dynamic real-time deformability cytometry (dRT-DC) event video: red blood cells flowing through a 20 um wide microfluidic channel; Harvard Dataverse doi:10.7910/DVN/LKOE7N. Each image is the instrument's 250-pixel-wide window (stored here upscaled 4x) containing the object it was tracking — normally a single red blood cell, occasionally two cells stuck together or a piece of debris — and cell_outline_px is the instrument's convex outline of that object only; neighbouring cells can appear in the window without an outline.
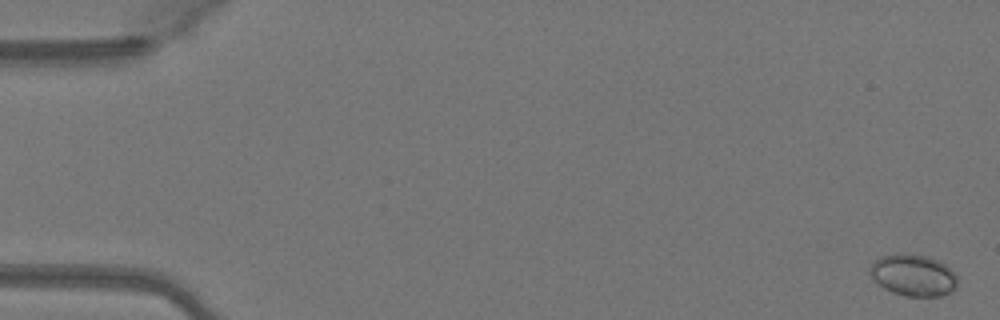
{"species": "Egyptian fruit bat (a non-hibernating species)", "species_latin": "Rousettus aegyptiacus", "temperature_condition": "warm", "stored_images_in_passage": 50, "camera_frame_rate_fps": 3000, "um_per_image_px": 0.085, "animal": {"sex": "female"}, "frame": {"image": 1, "passage_image": 1, "time_ms": 0.0, "image_size_px": [1000, 320], "cell_outline_px": [[956, 288], [940, 296], [904, 296], [892, 292], [884, 288], [872, 280], [872, 264], [880, 256], [900, 252], [928, 256], [940, 260], [956, 276]], "centroid_in_image_um": [77.61, 23.38], "position_along_channel_um": 7.4, "area_um2": 21.15}}
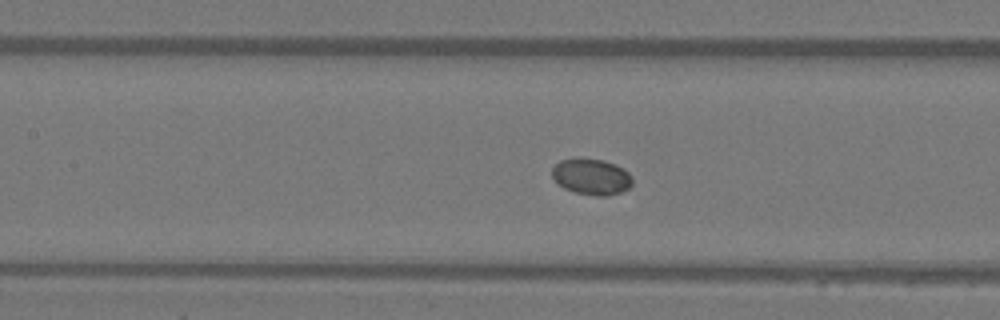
{"frame": {"image": 2, "passage_image": 23, "time_ms": 7.333, "image_size_px": [1000, 320], "cell_outline_px": [[632, 184], [628, 188], [620, 192], [604, 196], [596, 196], [576, 192], [564, 188], [556, 184], [552, 176], [552, 168], [560, 160], [576, 156], [580, 156], [604, 160], [616, 164], [624, 168], [632, 176]], "centroid_in_image_um": [50.25, 14.98], "position_along_channel_um": 157.2, "area_um2": 17.34}}
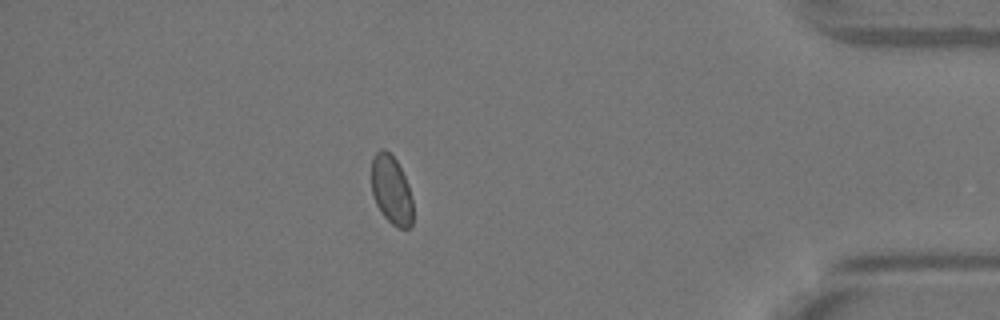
{"frame": {"image": 3, "passage_image": 44, "time_ms": 14.333, "image_size_px": [1000, 320], "cell_outline_px": [[412, 224], [408, 228], [400, 228], [392, 224], [380, 212], [376, 204], [372, 192], [372, 156], [380, 148], [384, 148], [396, 160], [408, 184], [412, 200]], "centroid_in_image_um": [33.25, 16.14], "position_along_channel_um": 401.9, "area_um2": 16.53}}